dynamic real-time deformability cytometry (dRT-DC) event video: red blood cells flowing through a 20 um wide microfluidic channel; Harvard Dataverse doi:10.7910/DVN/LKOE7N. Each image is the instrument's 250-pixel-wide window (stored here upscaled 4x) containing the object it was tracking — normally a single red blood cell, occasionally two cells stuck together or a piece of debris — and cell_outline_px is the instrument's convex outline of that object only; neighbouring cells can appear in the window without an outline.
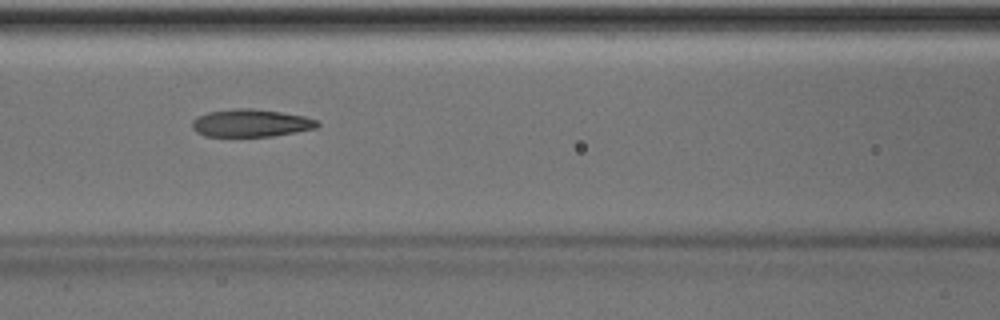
{"species": "Egyptian fruit bat (a non-hibernating species)", "species_latin": "Rousettus aegyptiacus", "temperature_condition": "room temperature", "stored_images_in_passage": 40, "camera_frame_rate_fps": 3000, "um_per_image_px": 0.085, "animal": {"sex": "male"}, "frame": {"image": 1, "passage_image": 12, "time_ms": 3.667, "image_size_px": [1000, 320], "cell_outline_px": [[320, 124], [316, 128], [296, 132], [272, 136], [204, 136], [196, 132], [192, 128], [192, 120], [196, 116], [208, 112], [232, 108], [252, 108], [280, 112], [304, 116], [316, 120]], "centroid_in_image_um": [21.29, 10.45], "position_along_channel_um": 145.3, "area_um2": 20.23}, "authors_computed_cell_mechanics": {"area_um2": 20.519, "velocity_mm_per_s": 4.0361, "shape_relaxation_time_tau1_ms": 8.8267, "shape_relaxation_time_tau2_ms": 2.6958, "deformation_change_tau1": 0.2365, "deformation_change_tau2": 0.1234}}